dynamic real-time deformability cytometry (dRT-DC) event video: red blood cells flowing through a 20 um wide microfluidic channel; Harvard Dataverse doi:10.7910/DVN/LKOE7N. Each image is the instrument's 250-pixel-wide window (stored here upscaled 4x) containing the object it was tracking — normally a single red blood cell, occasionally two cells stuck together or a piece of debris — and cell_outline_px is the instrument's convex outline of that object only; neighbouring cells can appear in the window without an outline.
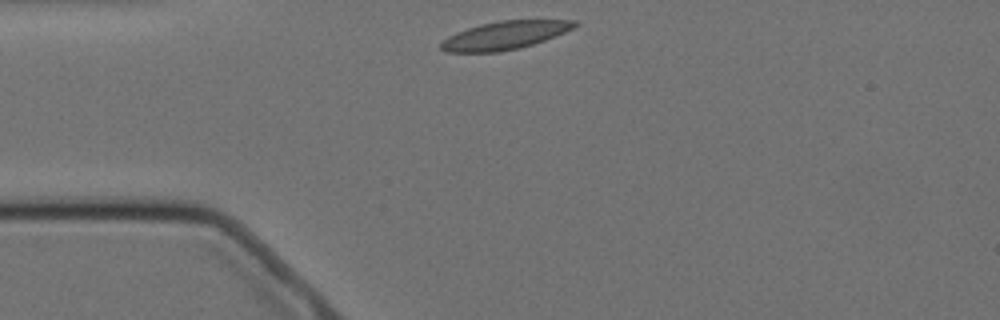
{"species": "Egyptian fruit bat (a non-hibernating species)", "species_latin": "Rousettus aegyptiacus", "temperature_condition": "cold", "stored_images_in_passage": 4, "camera_frame_rate_fps": 3000, "um_per_image_px": 0.085, "animal": {"sex": "female"}, "frame": {"image": 1, "passage_image": 1, "time_ms": 0.0, "image_size_px": [1000, 320], "cell_outline_px": [[580, 24], [564, 32], [544, 40], [520, 48], [500, 52], [444, 52], [440, 48], [440, 44], [448, 36], [456, 32], [480, 24], [500, 20], [576, 20]], "centroid_in_image_um": [42.88, 3.0], "position_along_channel_um": 42.1, "area_um2": 21.85}}
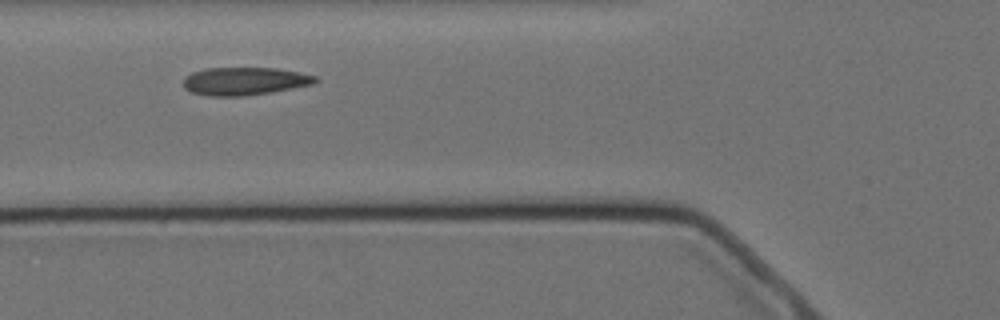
{"frame": {"image": 2, "passage_image": 3, "time_ms": 2.333, "image_size_px": [1000, 320], "cell_outline_px": [[320, 80], [312, 84], [272, 92], [240, 96], [208, 96], [192, 92], [184, 88], [184, 80], [192, 72], [208, 68], [276, 68], [316, 76]], "centroid_in_image_um": [20.79, 6.9], "position_along_channel_um": 105.0, "area_um2": 21.21}}
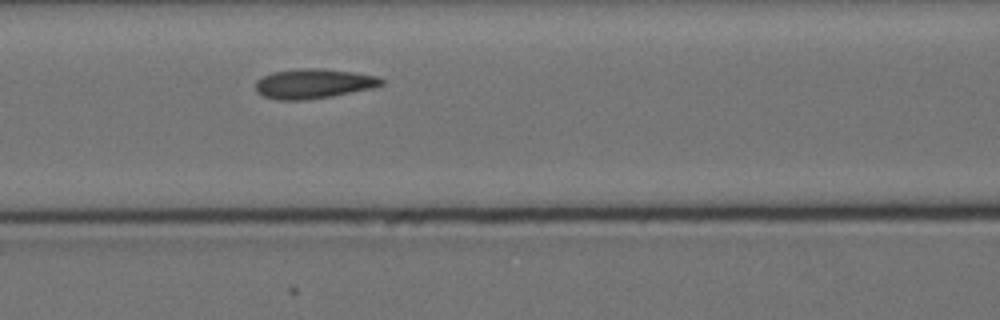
{"frame": {"image": 3, "passage_image": 4, "time_ms": 3.333, "image_size_px": [1000, 320], "cell_outline_px": [[384, 84], [372, 88], [332, 96], [304, 100], [276, 100], [264, 96], [256, 92], [256, 80], [272, 72], [296, 68], [320, 68], [352, 72], [380, 76], [384, 80]], "centroid_in_image_um": [26.65, 7.1], "position_along_channel_um": 140.0, "area_um2": 21.91}}